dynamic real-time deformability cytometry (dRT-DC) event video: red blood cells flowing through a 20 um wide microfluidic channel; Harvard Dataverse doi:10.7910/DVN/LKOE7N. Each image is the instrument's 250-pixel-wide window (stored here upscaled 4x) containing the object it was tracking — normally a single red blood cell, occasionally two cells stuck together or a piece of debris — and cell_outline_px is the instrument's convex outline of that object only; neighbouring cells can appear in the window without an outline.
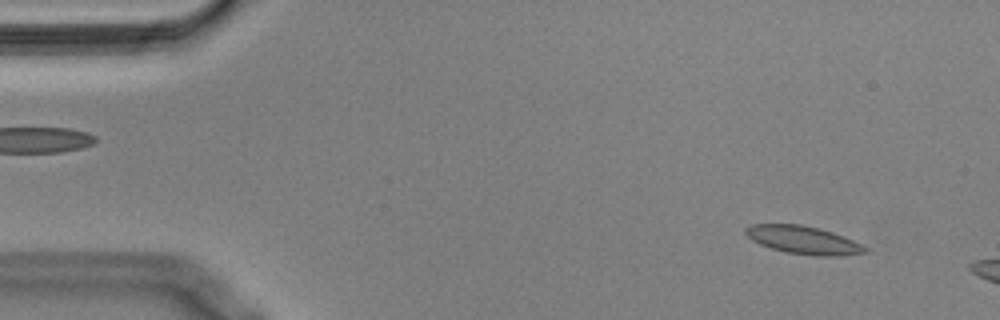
{"species": "Egyptian fruit bat (a non-hibernating species)", "species_latin": "Rousettus aegyptiacus", "temperature_condition": "cold", "stored_images_in_passage": 10, "camera_frame_rate_fps": 3000, "um_per_image_px": 0.085, "animal": {"sex": "male"}, "frame": {"image": 1, "passage_image": 4, "time_ms": 1.0, "image_size_px": [1000, 320], "cell_outline_px": [[868, 252], [840, 256], [812, 256], [784, 252], [760, 244], [752, 240], [744, 232], [744, 228], [752, 224], [800, 224], [832, 232], [844, 236], [868, 248]], "centroid_in_image_um": [68.27, 20.41], "position_along_channel_um": 16.7, "area_um2": 19.48}}